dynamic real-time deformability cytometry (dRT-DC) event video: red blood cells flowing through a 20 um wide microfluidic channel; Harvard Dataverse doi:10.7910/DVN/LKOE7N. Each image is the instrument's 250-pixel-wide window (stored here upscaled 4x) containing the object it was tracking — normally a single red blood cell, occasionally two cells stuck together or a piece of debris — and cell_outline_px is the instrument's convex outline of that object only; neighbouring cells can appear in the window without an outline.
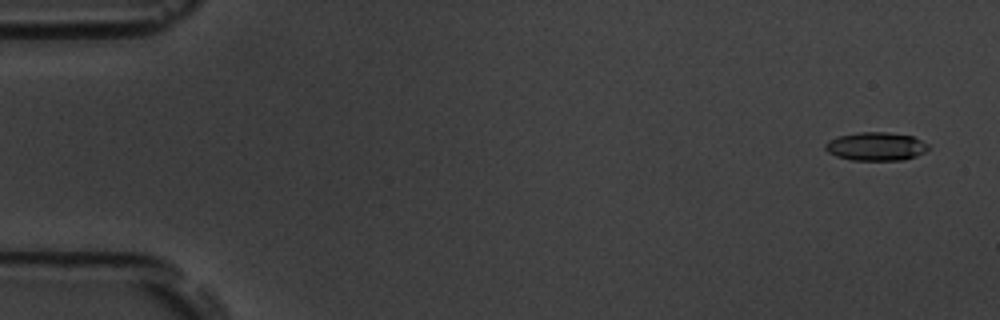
{"species": "common noctule bat (a hibernating species)", "species_latin": "Nyctalus noctula", "temperature_condition": "room temperature", "stored_images_in_passage": 55, "camera_frame_rate_fps": 3000, "um_per_image_px": 0.085, "animal": {"sex": "male", "body_mass_g": 19.5, "forearm_length_mm": 54.6}, "frame": {"image": 1, "passage_image": 3, "time_ms": 0.667, "image_size_px": [1000, 320], "cell_outline_px": [[928, 148], [924, 152], [916, 156], [904, 160], [852, 160], [836, 156], [828, 152], [824, 148], [824, 144], [828, 140], [840, 136], [860, 132], [888, 132], [912, 136], [928, 144]], "centroid_in_image_um": [74.44, 12.45], "position_along_channel_um": 10.6, "area_um2": 16.99}}
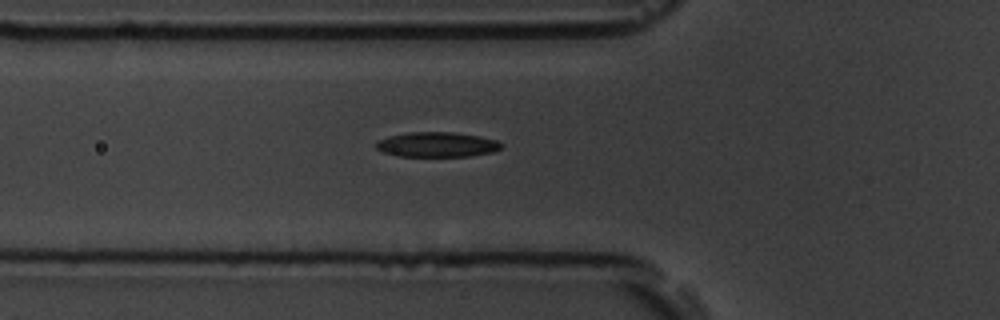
{"frame": {"image": 2, "passage_image": 20, "time_ms": 6.333, "image_size_px": [1000, 320], "cell_outline_px": [[500, 148], [492, 152], [468, 156], [400, 156], [384, 152], [376, 148], [376, 140], [388, 136], [408, 132], [452, 132], [480, 136], [496, 140], [500, 144]], "centroid_in_image_um": [37.1, 12.28], "position_along_channel_um": 88.7, "area_um2": 18.03}}
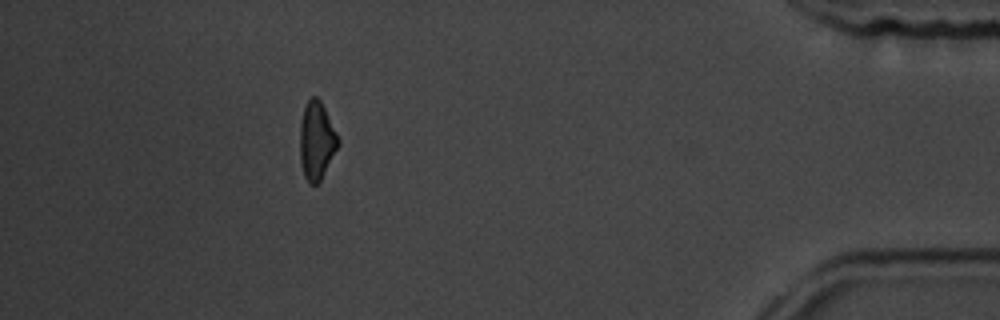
{"frame": {"image": 3, "passage_image": 50, "time_ms": 16.333, "image_size_px": [1000, 320], "cell_outline_px": [[340, 144], [320, 180], [316, 184], [308, 184], [304, 176], [300, 160], [300, 124], [304, 108], [308, 100], [312, 96], [316, 96], [320, 100], [340, 140]], "centroid_in_image_um": [26.9, 11.97], "position_along_channel_um": 408.3, "area_um2": 17.22}, "authors_computed_cell_mechanics": {"area_um2": 17.8024, "velocity_mm_per_s": 3.7311, "shape_relaxation_time_tau1_ms": 4.3026, "shape_relaxation_time_tau2_ms": 4.4075, "deformation_change_tau1": 0.1295, "deformation_change_tau2": 0.1275}}